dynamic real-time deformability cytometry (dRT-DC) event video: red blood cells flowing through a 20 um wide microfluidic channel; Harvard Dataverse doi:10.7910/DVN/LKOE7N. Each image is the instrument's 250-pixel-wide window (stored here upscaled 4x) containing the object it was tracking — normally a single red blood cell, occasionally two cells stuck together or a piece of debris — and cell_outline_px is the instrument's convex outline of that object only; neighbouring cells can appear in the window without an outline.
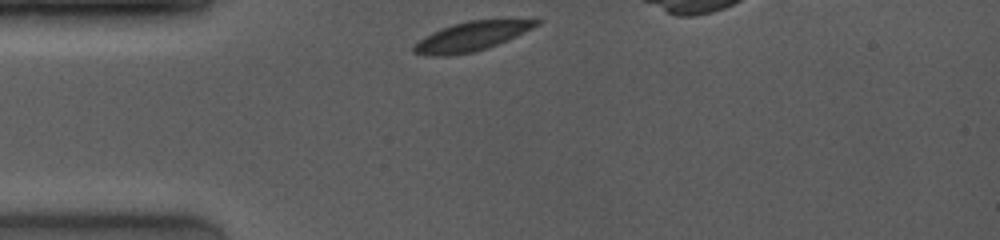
{"species": "common noctule bat (a hibernating species)", "species_latin": "Nyctalus noctula", "temperature_condition": "room temperature", "stored_images_in_passage": 17, "camera_frame_rate_fps": 4000, "um_per_image_px": 0.085, "animal": {"sex": "female", "body_mass_g": 19.0, "forearm_length_mm": 53.3}, "frame": {"image": 1, "passage_image": 1, "time_ms": 0.0, "image_size_px": [1000, 240], "cell_outline_px": [[544, 20], [540, 24], [516, 36], [496, 44], [472, 52], [448, 56], [432, 56], [412, 52], [412, 44], [424, 36], [440, 28], [452, 24], [468, 20]], "centroid_in_image_um": [39.98, 3.09], "position_along_channel_um": 45.0, "area_um2": 20.63}}
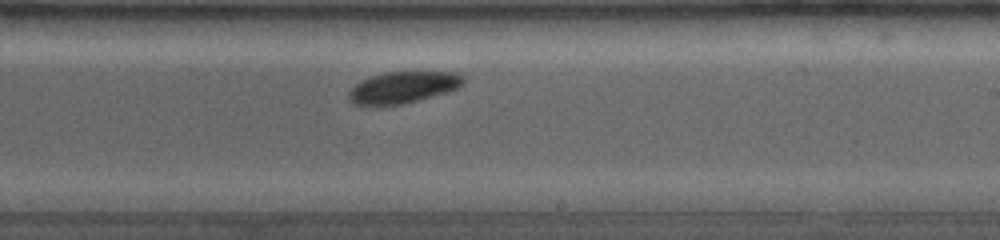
{"frame": {"image": 2, "passage_image": 12, "time_ms": 5.75, "image_size_px": [1000, 240], "cell_outline_px": [[464, 84], [448, 92], [404, 104], [376, 108], [352, 104], [348, 96], [348, 92], [356, 84], [372, 76], [384, 72], [460, 72], [464, 76]], "centroid_in_image_um": [34.24, 7.46], "position_along_channel_um": 254.8, "area_um2": 21.62}}
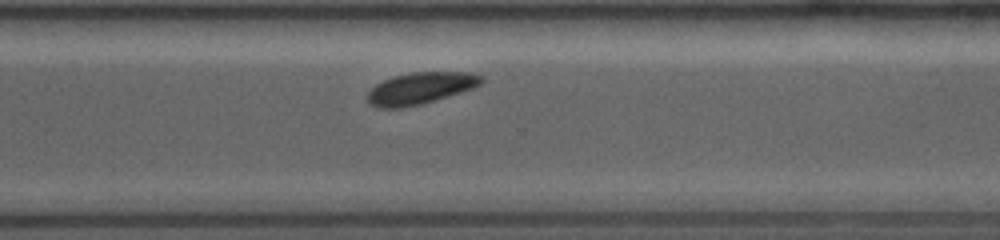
{"frame": {"image": 3, "passage_image": 16, "time_ms": 7.75, "image_size_px": [1000, 240], "cell_outline_px": [[484, 80], [480, 84], [472, 88], [460, 92], [420, 104], [400, 108], [376, 108], [368, 104], [364, 96], [376, 84], [392, 76], [412, 72], [472, 72], [484, 76]], "centroid_in_image_um": [35.68, 7.5], "position_along_channel_um": 334.9, "area_um2": 21.15}}